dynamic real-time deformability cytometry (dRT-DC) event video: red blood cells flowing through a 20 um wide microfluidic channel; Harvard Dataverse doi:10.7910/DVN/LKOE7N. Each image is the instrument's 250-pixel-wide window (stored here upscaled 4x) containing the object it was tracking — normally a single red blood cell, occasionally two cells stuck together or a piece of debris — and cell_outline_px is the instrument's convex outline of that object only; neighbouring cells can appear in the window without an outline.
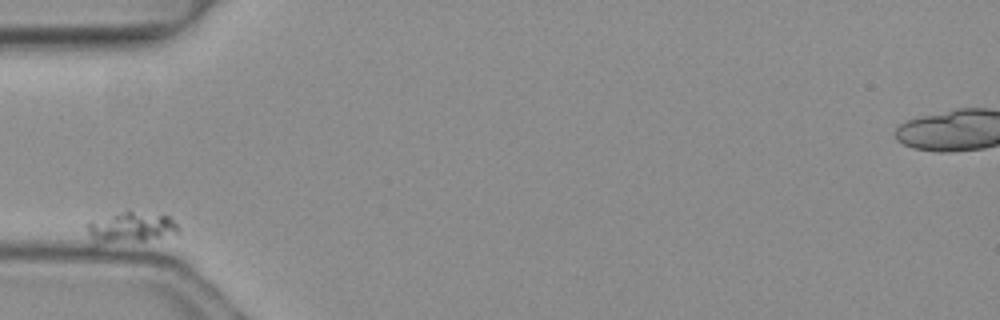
{"species": "common noctule bat (a hibernating species)", "species_latin": "Nyctalus noctula", "temperature_condition": "warm", "stored_images_in_passage": 3, "camera_frame_rate_fps": 3000, "um_per_image_px": 0.085, "animal": {"sex": "female", "body_mass_g": 19.3, "forearm_length_mm": 54.1}, "frame": {"image": 1, "passage_image": 1, "time_ms": 0.0, "image_size_px": [1000, 320], "cell_outline_px": [[180, 232], [92, 252], [88, 248], [88, 220], [128, 208], [168, 216], [176, 224]], "centroid_in_image_um": [10.83, 19.43], "position_along_channel_um": 74.2, "area_um2": 18.67}}
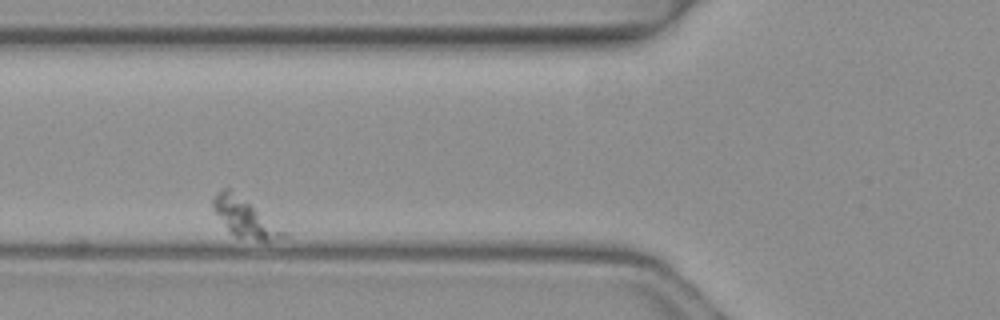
{"frame": {"image": 2, "passage_image": 2, "time_ms": 0.333, "image_size_px": [1000, 320], "cell_outline_px": [[288, 236], [268, 240], [256, 240], [236, 236], [212, 212], [212, 200], [224, 188], [228, 188], [284, 232]], "centroid_in_image_um": [20.7, 18.52], "position_along_channel_um": 105.1, "area_um2": 14.45}}